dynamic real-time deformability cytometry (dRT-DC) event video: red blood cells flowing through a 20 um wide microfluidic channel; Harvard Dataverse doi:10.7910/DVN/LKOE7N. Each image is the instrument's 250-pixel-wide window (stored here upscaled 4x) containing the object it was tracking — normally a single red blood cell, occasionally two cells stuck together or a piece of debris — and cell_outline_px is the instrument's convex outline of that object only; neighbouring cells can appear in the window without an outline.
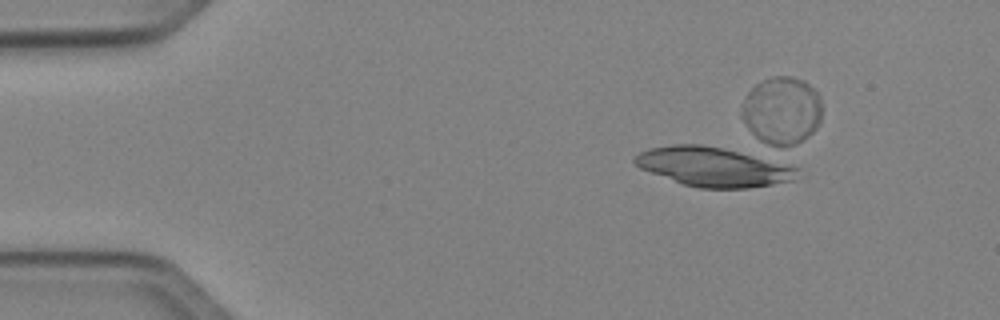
{"species": "Egyptian fruit bat (a non-hibernating species)", "species_latin": "Rousettus aegyptiacus", "temperature_condition": "cold", "stored_images_in_passage": 44, "camera_frame_rate_fps": 3000, "um_per_image_px": 0.085, "animal": {"sex": "female"}, "frame": {"image": 1, "passage_image": 1, "time_ms": 0.0, "image_size_px": [1000, 320], "cell_outline_px": [[800, 168], [796, 180], [748, 188], [700, 188], [684, 184], [640, 168], [632, 160], [640, 152], [652, 148], [672, 144], [700, 144], [720, 148]], "centroid_in_image_um": [60.62, 14.19], "position_along_channel_um": 24.4, "area_um2": 36.3}}